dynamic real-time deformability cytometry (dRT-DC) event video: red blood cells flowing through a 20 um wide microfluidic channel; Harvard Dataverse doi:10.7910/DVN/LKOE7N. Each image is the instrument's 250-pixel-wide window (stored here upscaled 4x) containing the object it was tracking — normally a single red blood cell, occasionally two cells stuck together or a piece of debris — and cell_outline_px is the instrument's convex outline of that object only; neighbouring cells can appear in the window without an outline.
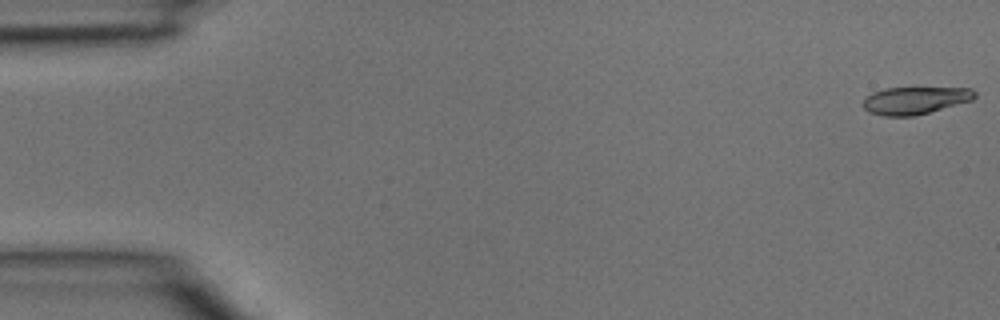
{"species": "common noctule bat (a hibernating species)", "species_latin": "Nyctalus noctula", "temperature_condition": "room temperature", "stored_images_in_passage": 41, "camera_frame_rate_fps": 3000, "um_per_image_px": 0.085, "animal": {"sex": "male", "body_mass_g": 15.6}, "frame": {"image": 1, "passage_image": 1, "time_ms": 0.0, "image_size_px": [1000, 320], "cell_outline_px": [[976, 96], [972, 100], [916, 116], [884, 116], [868, 112], [864, 108], [864, 100], [872, 92], [884, 88], [972, 88], [976, 92]], "centroid_in_image_um": [77.78, 8.54], "position_along_channel_um": 7.2, "area_um2": 17.8}}
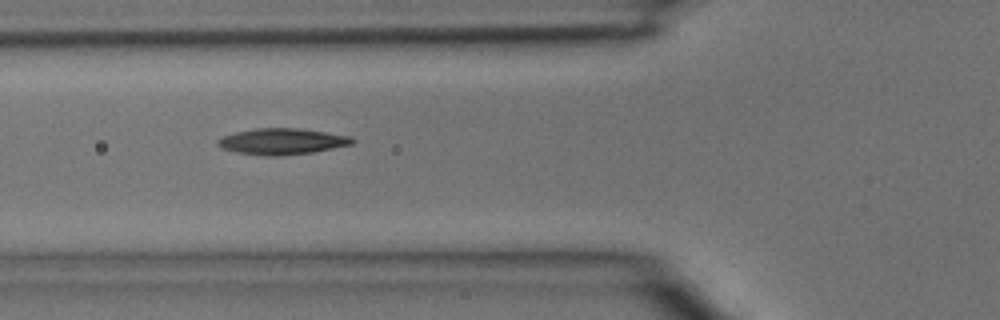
{"frame": {"image": 2, "passage_image": 15, "time_ms": 4.667, "image_size_px": [1000, 320], "cell_outline_px": [[356, 140], [352, 144], [312, 152], [272, 156], [268, 156], [236, 152], [224, 148], [216, 144], [216, 140], [224, 136], [236, 132], [256, 128], [300, 128], [352, 136]], "centroid_in_image_um": [23.99, 12.01], "position_along_channel_um": 101.8, "area_um2": 20.29}}
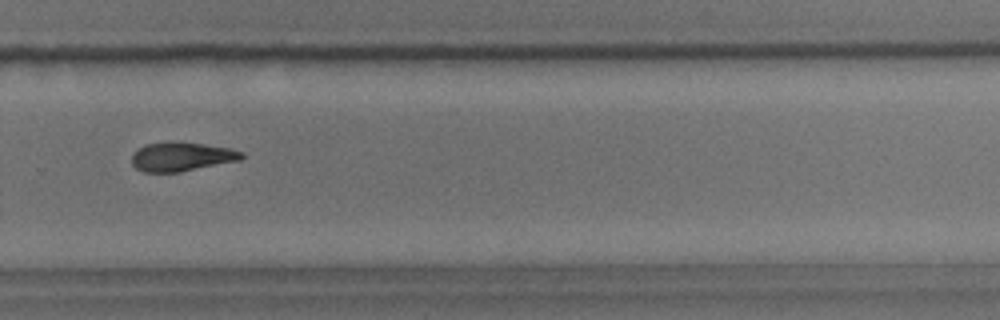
{"frame": {"image": 3, "passage_image": 28, "time_ms": 9.0, "image_size_px": [1000, 320], "cell_outline_px": [[244, 156], [240, 160], [180, 172], [144, 172], [136, 168], [132, 164], [132, 152], [144, 144], [200, 144], [228, 148], [244, 152]], "centroid_in_image_um": [15.42, 13.36], "position_along_channel_um": 314.4, "area_um2": 17.92}}